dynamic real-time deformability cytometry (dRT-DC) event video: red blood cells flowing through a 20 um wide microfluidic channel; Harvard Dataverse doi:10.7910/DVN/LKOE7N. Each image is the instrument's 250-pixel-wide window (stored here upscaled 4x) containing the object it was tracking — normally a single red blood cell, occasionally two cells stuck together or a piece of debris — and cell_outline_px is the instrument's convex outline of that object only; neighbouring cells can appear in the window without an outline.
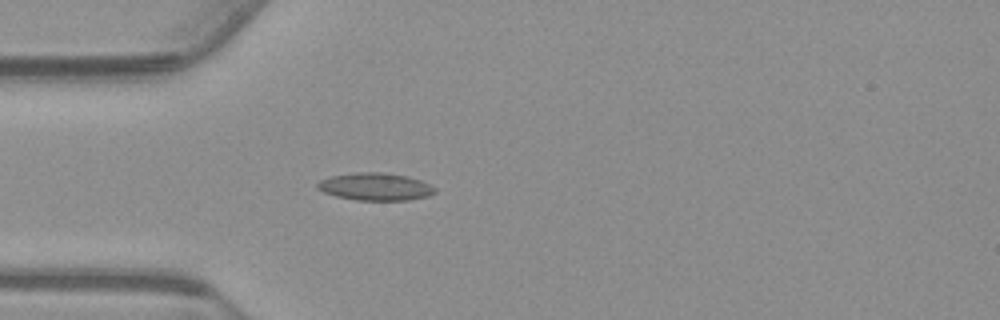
{"species": "common noctule bat (a hibernating species)", "species_latin": "Nyctalus noctula", "temperature_condition": "warm", "stored_images_in_passage": 40, "camera_frame_rate_fps": 3000, "um_per_image_px": 0.085, "animal": {"sex": "male", "body_mass_g": 23.1, "forearm_length_mm": 52.7}, "frame": {"image": 1, "passage_image": 1, "time_ms": 0.0, "image_size_px": [1000, 320], "cell_outline_px": [[436, 192], [428, 196], [408, 200], [356, 200], [336, 196], [324, 192], [316, 188], [316, 184], [320, 180], [332, 176], [356, 172], [384, 172], [408, 176], [420, 180], [436, 188]], "centroid_in_image_um": [31.9, 15.86], "position_along_channel_um": 53.1, "area_um2": 18.84}}
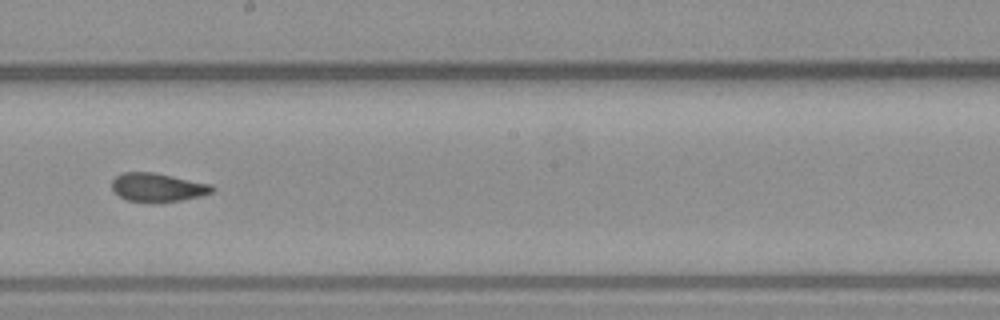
{"frame": {"image": 2, "passage_image": 16, "time_ms": 5.0, "image_size_px": [1000, 320], "cell_outline_px": [[216, 188], [212, 192], [200, 196], [180, 200], [128, 200], [120, 196], [112, 188], [112, 180], [116, 176], [124, 172], [152, 172], [212, 184]], "centroid_in_image_um": [13.43, 15.89], "position_along_channel_um": 234.8, "area_um2": 16.07}}
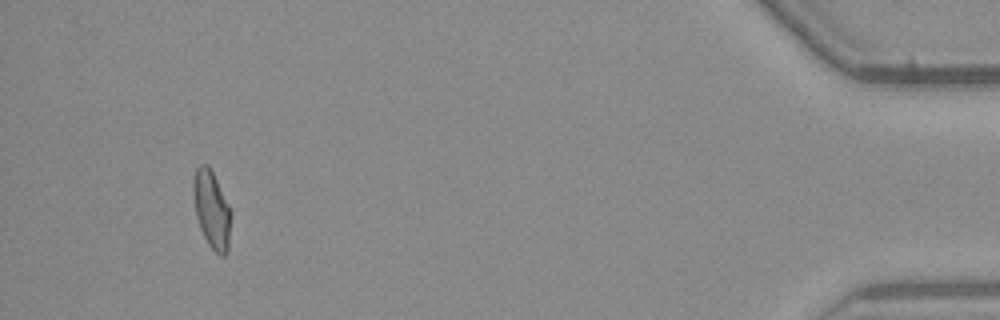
{"frame": {"image": 3, "passage_image": 37, "time_ms": 12.0, "image_size_px": [1000, 320], "cell_outline_px": [[228, 252], [224, 256], [220, 256], [208, 244], [200, 228], [196, 216], [192, 192], [192, 184], [196, 168], [200, 164], [208, 164], [228, 204]], "centroid_in_image_um": [17.93, 17.78], "position_along_channel_um": 417.3, "area_um2": 16.42}, "authors_computed_cell_mechanics": {"area_um2": 16.7909, "velocity_mm_per_s": 3.7367, "shape_relaxation_time_tau1_ms": null, "shape_relaxation_time_tau2_ms": 2.5353, "deformation_change_tau1": null, "deformation_change_tau2": 0.0873}}